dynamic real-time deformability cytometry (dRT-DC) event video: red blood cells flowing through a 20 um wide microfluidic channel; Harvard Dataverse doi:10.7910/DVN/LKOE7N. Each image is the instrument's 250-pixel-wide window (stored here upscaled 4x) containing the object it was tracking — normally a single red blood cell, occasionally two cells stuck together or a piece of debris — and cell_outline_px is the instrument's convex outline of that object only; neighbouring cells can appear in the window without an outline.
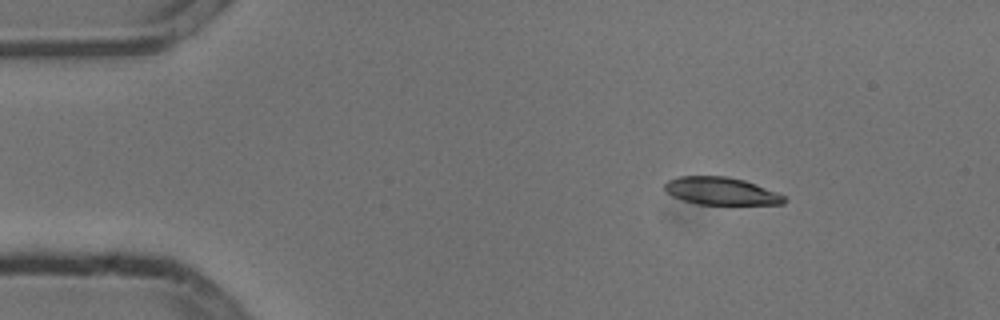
{"species": "common noctule bat (a hibernating species)", "species_latin": "Nyctalus noctula", "temperature_condition": "cold", "stored_images_in_passage": 6, "camera_frame_rate_fps": 3000, "um_per_image_px": 0.085, "animal": {"sex": "male", "body_mass_g": 13.3}, "frame": {"image": 1, "passage_image": 2, "time_ms": 0.333, "image_size_px": [1000, 320], "cell_outline_px": [[788, 200], [784, 204], [696, 204], [672, 196], [664, 188], [664, 184], [668, 180], [680, 176], [728, 176], [744, 180], [756, 184], [776, 192], [784, 196]], "centroid_in_image_um": [61.3, 16.24], "position_along_channel_um": 23.7, "area_um2": 19.13}}
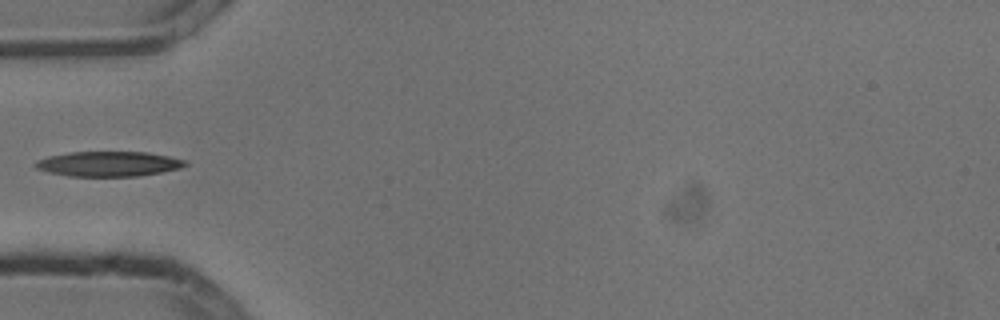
{"frame": {"image": 2, "passage_image": 5, "time_ms": 1.333, "image_size_px": [1000, 320], "cell_outline_px": [[188, 164], [180, 168], [140, 176], [68, 176], [48, 172], [36, 168], [32, 164], [36, 160], [48, 156], [68, 152], [148, 152], [168, 156], [184, 160]], "centroid_in_image_um": [9.18, 13.93], "position_along_channel_um": 75.8, "area_um2": 21.85}}
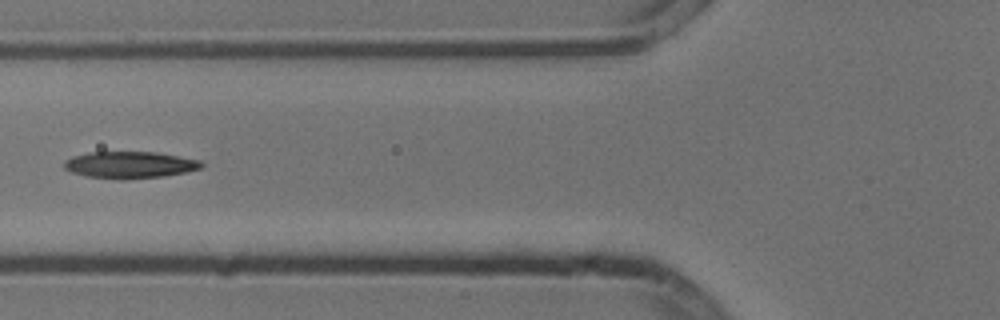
{"frame": {"image": 3, "passage_image": 6, "time_ms": 1.667, "image_size_px": [1000, 320], "cell_outline_px": [[204, 164], [200, 168], [184, 172], [164, 176], [124, 180], [120, 180], [84, 176], [72, 172], [64, 168], [64, 160], [72, 156], [88, 152], [156, 152], [200, 160]], "centroid_in_image_um": [10.99, 14.02], "position_along_channel_um": 114.8, "area_um2": 21.56}}